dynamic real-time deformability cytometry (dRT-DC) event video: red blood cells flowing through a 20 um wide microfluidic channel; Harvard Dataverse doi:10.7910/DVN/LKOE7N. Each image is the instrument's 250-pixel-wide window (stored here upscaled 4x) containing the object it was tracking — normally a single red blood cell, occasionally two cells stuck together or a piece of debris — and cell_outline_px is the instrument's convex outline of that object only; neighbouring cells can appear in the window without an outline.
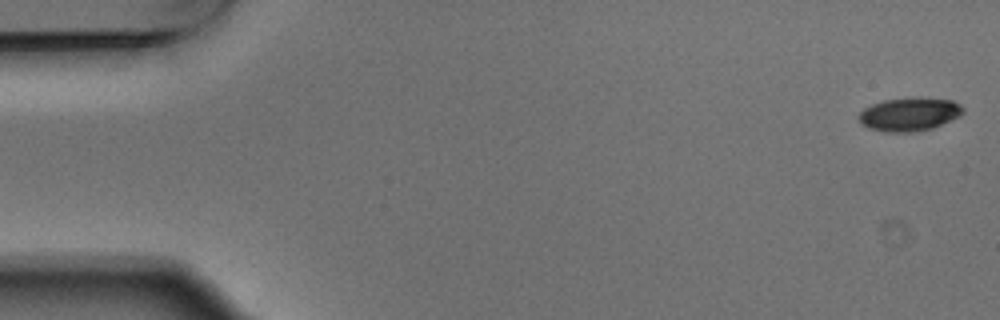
{"species": "Egyptian fruit bat (a non-hibernating species)", "species_latin": "Rousettus aegyptiacus", "temperature_condition": "warm", "stored_images_in_passage": 5, "camera_frame_rate_fps": 3000, "um_per_image_px": 0.085, "animal": {"sex": "male"}, "frame": {"image": 1, "passage_image": 1, "time_ms": 0.0, "image_size_px": [1000, 320], "cell_outline_px": [[964, 112], [960, 116], [932, 128], [912, 132], [884, 132], [868, 128], [860, 124], [856, 116], [864, 108], [872, 104], [884, 100], [912, 96], [920, 96], [952, 100], [960, 104], [964, 108]], "centroid_in_image_um": [77.28, 9.69], "position_along_channel_um": 7.7, "area_um2": 20.81}}
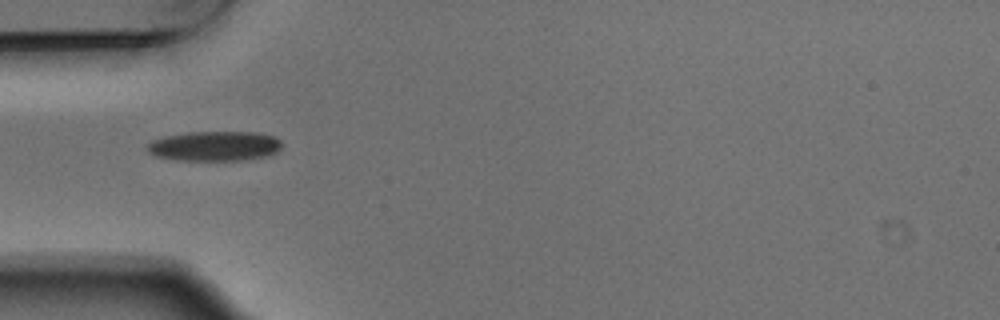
{"frame": {"image": 2, "passage_image": 4, "time_ms": 1.0, "image_size_px": [1000, 320], "cell_outline_px": [[280, 148], [276, 152], [268, 156], [244, 160], [172, 160], [156, 156], [148, 152], [148, 144], [152, 140], [168, 136], [188, 132], [256, 132], [276, 136], [280, 140]], "centroid_in_image_um": [18.26, 12.42], "position_along_channel_um": 66.7, "area_um2": 23.41}}
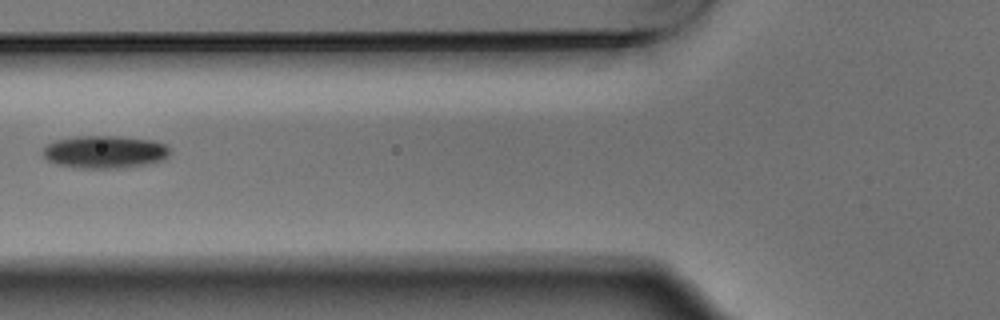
{"frame": {"image": 3, "passage_image": 5, "time_ms": 1.333, "image_size_px": [1000, 320], "cell_outline_px": [[172, 152], [164, 160], [124, 168], [76, 168], [56, 164], [48, 160], [44, 156], [44, 148], [48, 144], [56, 140], [76, 136], [120, 136], [156, 140], [172, 148]], "centroid_in_image_um": [8.97, 12.91], "position_along_channel_um": 116.8, "area_um2": 24.45}}